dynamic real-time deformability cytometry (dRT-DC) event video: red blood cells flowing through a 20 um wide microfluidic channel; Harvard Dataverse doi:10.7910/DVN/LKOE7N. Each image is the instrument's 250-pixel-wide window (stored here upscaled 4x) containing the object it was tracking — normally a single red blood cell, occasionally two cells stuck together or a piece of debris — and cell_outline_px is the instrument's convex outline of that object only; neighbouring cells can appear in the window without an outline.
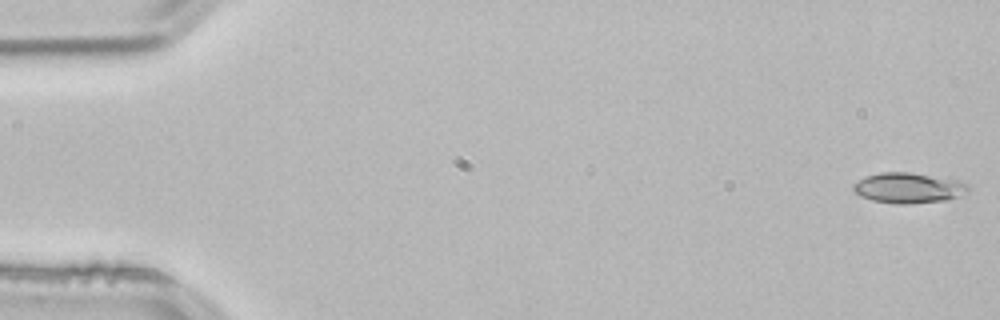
{"species": "common noctule bat (a hibernating species)", "species_latin": "Nyctalus noctula", "temperature_condition": "room temperature", "stored_images_in_passage": 53, "camera_frame_rate_fps": 3000, "um_per_image_px": 0.085, "animal": {"sex": "male", "body_mass_g": 21.5, "forearm_length_mm": 52.0}, "frame": {"image": 1, "passage_image": 1, "time_ms": 0.0, "image_size_px": [1000, 320], "cell_outline_px": [[968, 192], [948, 200], [908, 204], [896, 204], [872, 200], [860, 196], [852, 188], [852, 184], [868, 176], [880, 172], [908, 172], [956, 180], [968, 184]], "centroid_in_image_um": [77.21, 15.98], "position_along_channel_um": 7.8, "area_um2": 20.17}}
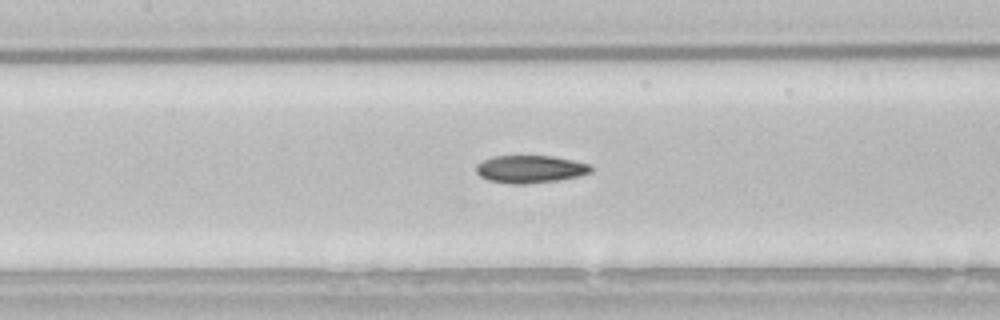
{"frame": {"image": 2, "passage_image": 24, "time_ms": 7.667, "image_size_px": [1000, 320], "cell_outline_px": [[592, 172], [580, 176], [556, 180], [524, 184], [512, 184], [488, 180], [480, 176], [476, 172], [476, 164], [492, 156], [552, 156], [572, 160], [588, 164], [592, 168]], "centroid_in_image_um": [45.05, 14.37], "position_along_channel_um": 162.4, "area_um2": 18.38}}
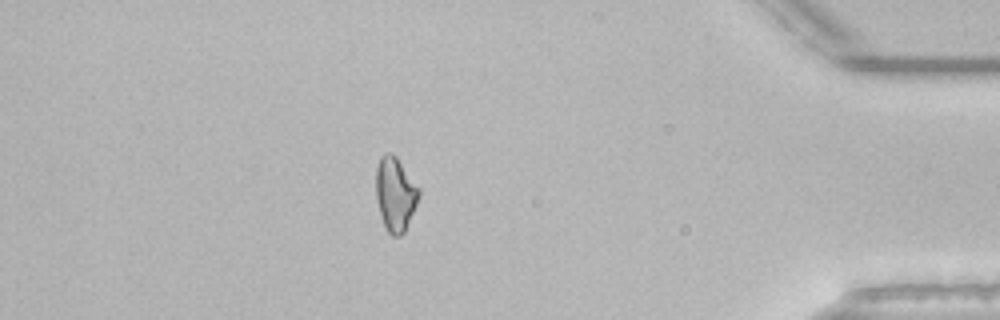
{"frame": {"image": 3, "passage_image": 46, "time_ms": 15.0, "image_size_px": [1000, 320], "cell_outline_px": [[420, 192], [416, 204], [404, 232], [400, 236], [392, 236], [388, 232], [380, 216], [376, 200], [376, 168], [380, 156], [384, 152], [392, 152], [396, 156], [420, 188]], "centroid_in_image_um": [33.58, 16.46], "position_along_channel_um": 401.6, "area_um2": 18.55}, "authors_computed_cell_mechanics": {"area_um2": 18.6694, "velocity_mm_per_s": 3.8492, "shape_relaxation_time_tau1_ms": 6.7279, "shape_relaxation_time_tau2_ms": 6.0464, "deformation_change_tau1": 0.1456, "deformation_change_tau2": 0.1392}}